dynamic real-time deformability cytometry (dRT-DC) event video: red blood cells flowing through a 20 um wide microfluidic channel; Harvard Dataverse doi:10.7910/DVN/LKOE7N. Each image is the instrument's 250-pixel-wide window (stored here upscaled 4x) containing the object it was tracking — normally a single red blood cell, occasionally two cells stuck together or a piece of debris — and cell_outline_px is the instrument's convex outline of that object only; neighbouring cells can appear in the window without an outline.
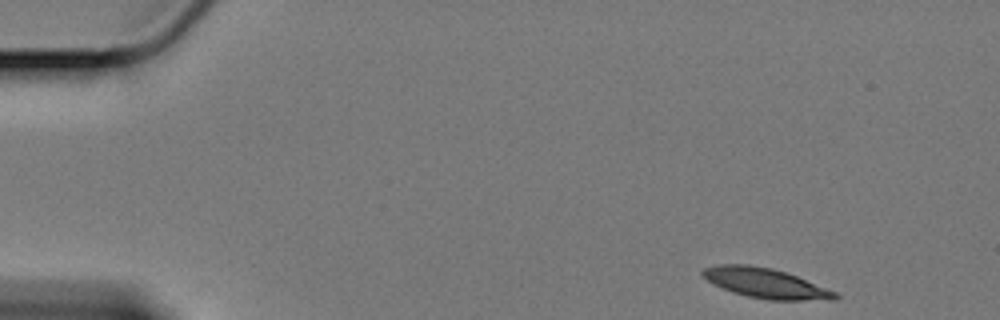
{"species": "Egyptian fruit bat (a non-hibernating species)", "species_latin": "Rousettus aegyptiacus", "temperature_condition": "cold", "stored_images_in_passage": 54, "camera_frame_rate_fps": 3000, "um_per_image_px": 0.085, "animal": {"sex": "female"}, "frame": {"image": 1, "passage_image": 1, "time_ms": 0.0, "image_size_px": [1000, 320], "cell_outline_px": [[840, 296], [836, 300], [768, 300], [748, 296], [732, 292], [708, 280], [700, 272], [704, 268], [716, 264], [748, 264], [772, 268], [796, 276], [836, 292]], "centroid_in_image_um": [65.08, 24.07], "position_along_channel_um": 19.9, "area_um2": 22.83}}
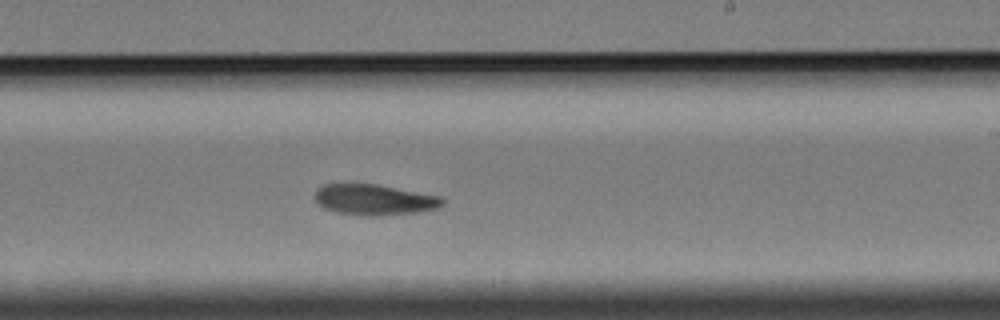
{"frame": {"image": 2, "passage_image": 31, "time_ms": 10.0, "image_size_px": [1000, 320], "cell_outline_px": [[444, 204], [440, 208], [420, 212], [380, 216], [364, 216], [336, 212], [324, 208], [316, 200], [316, 188], [324, 184], [376, 184], [440, 196], [444, 200]], "centroid_in_image_um": [31.85, 16.99], "position_along_channel_um": 257.1, "area_um2": 22.95}}
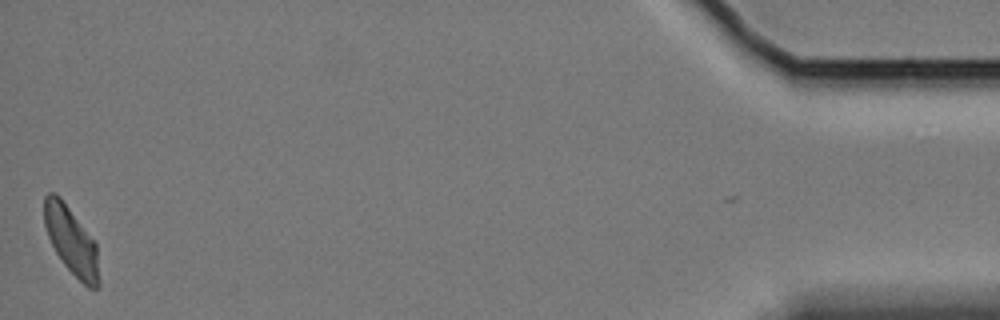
{"frame": {"image": 3, "passage_image": 54, "time_ms": 17.667, "image_size_px": [1000, 320], "cell_outline_px": [[100, 284], [96, 288], [88, 288], [64, 264], [56, 252], [48, 236], [44, 224], [44, 196], [48, 192], [52, 192], [60, 196], [96, 244], [100, 280]], "centroid_in_image_um": [6.06, 20.46], "position_along_channel_um": 429.1, "area_um2": 21.27}, "authors_computed_cell_mechanics": {"area_um2": 22.8888, "velocity_mm_per_s": 3.3576, "shape_relaxation_time_tau1_ms": 4.7657, "shape_relaxation_time_tau2_ms": 9.7684, "deformation_change_tau1": 0.1464, "deformation_change_tau2": 0.1501}}